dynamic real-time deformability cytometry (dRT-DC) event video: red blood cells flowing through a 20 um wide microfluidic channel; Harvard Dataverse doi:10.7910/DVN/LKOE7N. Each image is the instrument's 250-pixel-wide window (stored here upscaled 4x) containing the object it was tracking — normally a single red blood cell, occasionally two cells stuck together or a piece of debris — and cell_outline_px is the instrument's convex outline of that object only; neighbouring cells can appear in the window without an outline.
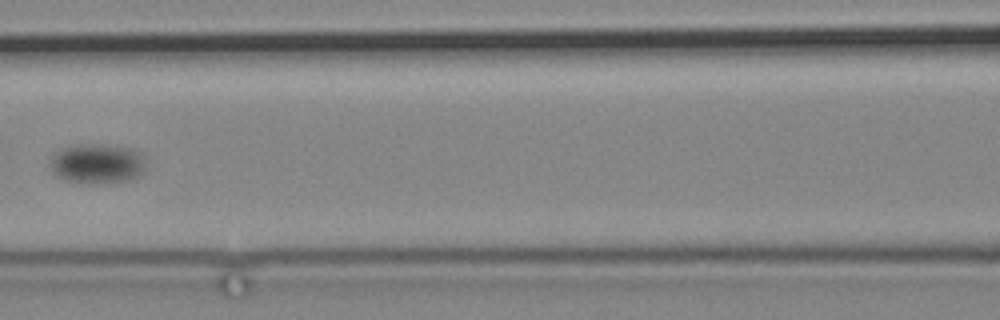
{"species": "common noctule bat (a hibernating species)", "species_latin": "Nyctalus noctula", "temperature_condition": "cold", "stored_images_in_passage": 17, "camera_frame_rate_fps": 3000, "um_per_image_px": 0.085, "animal": {"sex": "male", "body_mass_g": 19.2, "forearm_length_mm": 51.8}, "frame": {"image": 1, "passage_image": 15, "time_ms": 18.0, "image_size_px": [1000, 320], "cell_outline_px": [[144, 168], [136, 176], [128, 180], [104, 184], [84, 184], [64, 180], [56, 176], [52, 168], [52, 156], [60, 148], [68, 144], [116, 144], [132, 148], [140, 152], [144, 164]], "centroid_in_image_um": [8.23, 13.89], "position_along_channel_um": 158.4, "area_um2": 22.66}}
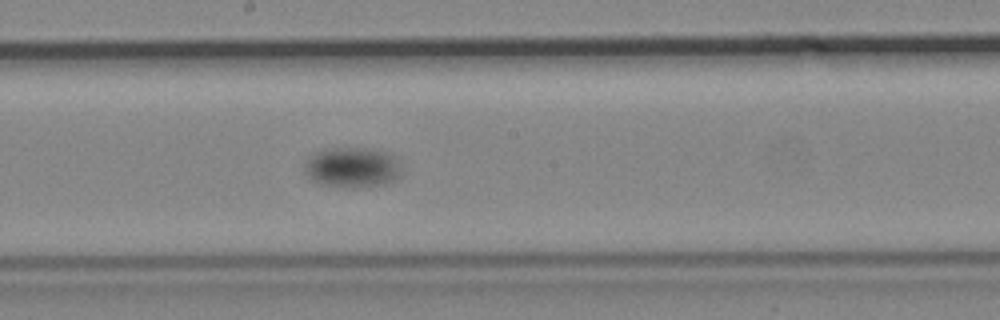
{"frame": {"image": 2, "passage_image": 17, "time_ms": 20.333, "image_size_px": [1000, 320], "cell_outline_px": [[400, 176], [384, 184], [352, 188], [340, 188], [320, 184], [312, 180], [308, 176], [304, 168], [308, 156], [324, 148], [368, 148], [388, 152], [392, 156], [400, 168]], "centroid_in_image_um": [29.89, 14.23], "position_along_channel_um": 218.3, "area_um2": 22.83}}